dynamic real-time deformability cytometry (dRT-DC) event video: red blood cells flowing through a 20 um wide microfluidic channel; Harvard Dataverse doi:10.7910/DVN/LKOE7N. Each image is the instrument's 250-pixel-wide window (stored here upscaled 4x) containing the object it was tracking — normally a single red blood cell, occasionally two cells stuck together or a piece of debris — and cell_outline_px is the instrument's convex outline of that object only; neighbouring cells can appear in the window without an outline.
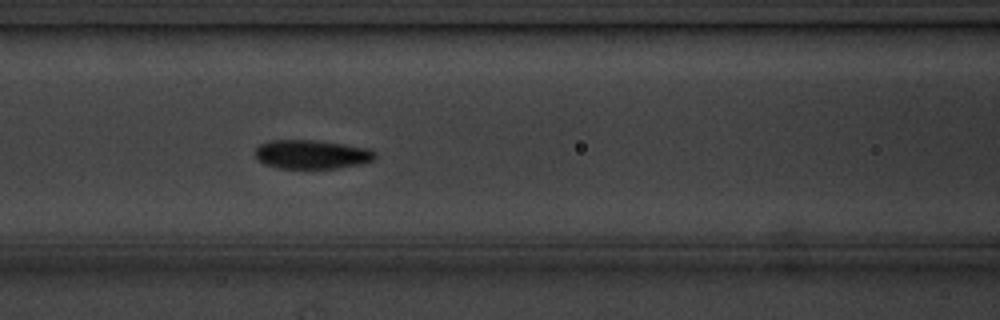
{"species": "common noctule bat (a hibernating species)", "species_latin": "Nyctalus noctula", "temperature_condition": "cold", "stored_images_in_passage": 5, "camera_frame_rate_fps": 3000, "um_per_image_px": 0.085, "animal": {"sex": "male", "body_mass_g": 20.1, "forearm_length_mm": 53.5}, "frame": {"image": 1, "passage_image": 5, "time_ms": 4.667, "image_size_px": [1000, 320], "cell_outline_px": [[376, 156], [372, 160], [360, 164], [340, 168], [276, 168], [264, 164], [256, 160], [252, 152], [260, 144], [272, 140], [316, 140], [344, 144], [368, 148], [376, 152]], "centroid_in_image_um": [26.44, 13.12], "position_along_channel_um": 140.2, "area_um2": 20.46}}